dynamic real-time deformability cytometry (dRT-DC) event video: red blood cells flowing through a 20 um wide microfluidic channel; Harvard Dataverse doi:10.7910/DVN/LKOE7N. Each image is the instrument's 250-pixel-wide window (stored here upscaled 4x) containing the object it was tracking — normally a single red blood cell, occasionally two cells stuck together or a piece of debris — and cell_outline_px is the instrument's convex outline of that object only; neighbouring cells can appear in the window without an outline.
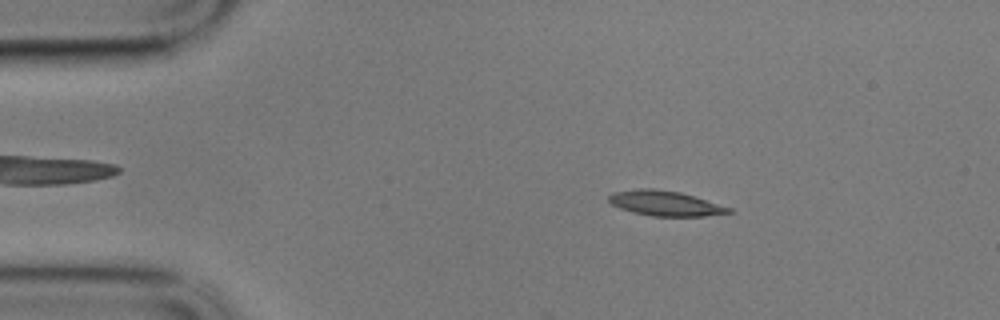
{"species": "common noctule bat (a hibernating species)", "species_latin": "Nyctalus noctula", "temperature_condition": "cold", "stored_images_in_passage": 58, "camera_frame_rate_fps": 3000, "um_per_image_px": 0.085, "animal": {"sex": "male", "body_mass_g": 17.9}, "frame": {"image": 1, "passage_image": 9, "time_ms": 2.667, "image_size_px": [1000, 320], "cell_outline_px": [[732, 212], [704, 216], [652, 216], [632, 212], [620, 208], [612, 204], [608, 200], [608, 196], [612, 192], [640, 188], [652, 188], [680, 192], [732, 208]], "centroid_in_image_um": [56.5, 17.28], "position_along_channel_um": 28.5, "area_um2": 17.4}}
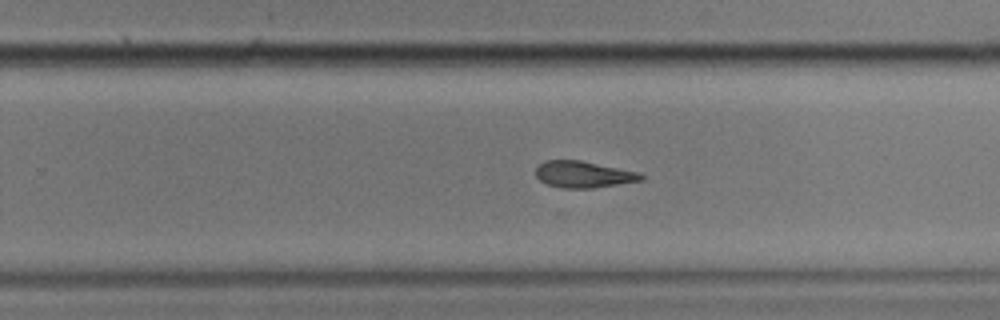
{"frame": {"image": 2, "passage_image": 36, "time_ms": 11.667, "image_size_px": [1000, 320], "cell_outline_px": [[644, 180], [592, 188], [560, 188], [548, 184], [540, 180], [536, 176], [536, 164], [544, 160], [580, 160], [636, 172], [644, 176]], "centroid_in_image_um": [49.53, 14.82], "position_along_channel_um": 280.3, "area_um2": 16.18}}
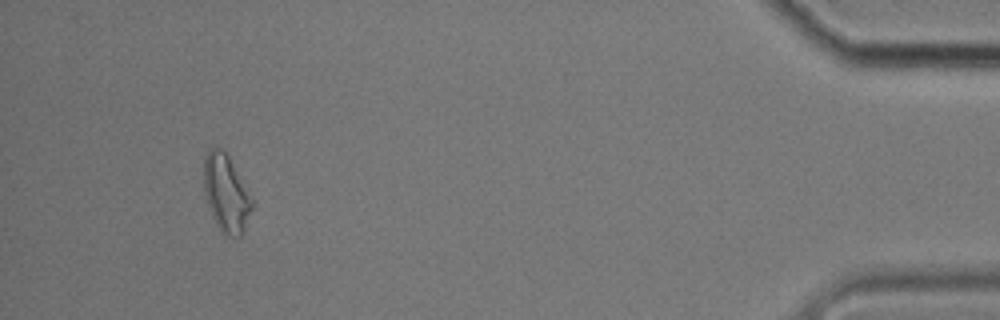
{"frame": {"image": 3, "passage_image": 54, "time_ms": 17.667, "image_size_px": [1000, 320], "cell_outline_px": [[252, 208], [244, 232], [240, 236], [228, 236], [216, 224], [212, 216], [204, 192], [204, 156], [208, 148], [220, 148], [228, 156], [252, 200]], "centroid_in_image_um": [19.19, 16.44], "position_along_channel_um": 416.0, "area_um2": 21.15}, "authors_computed_cell_mechanics": {"area_um2": 17.4267, "velocity_mm_per_s": 3.3902, "shape_relaxation_time_tau1_ms": null, "shape_relaxation_time_tau2_ms": 8.7878, "deformation_change_tau1": null, "deformation_change_tau2": 0.2217}}